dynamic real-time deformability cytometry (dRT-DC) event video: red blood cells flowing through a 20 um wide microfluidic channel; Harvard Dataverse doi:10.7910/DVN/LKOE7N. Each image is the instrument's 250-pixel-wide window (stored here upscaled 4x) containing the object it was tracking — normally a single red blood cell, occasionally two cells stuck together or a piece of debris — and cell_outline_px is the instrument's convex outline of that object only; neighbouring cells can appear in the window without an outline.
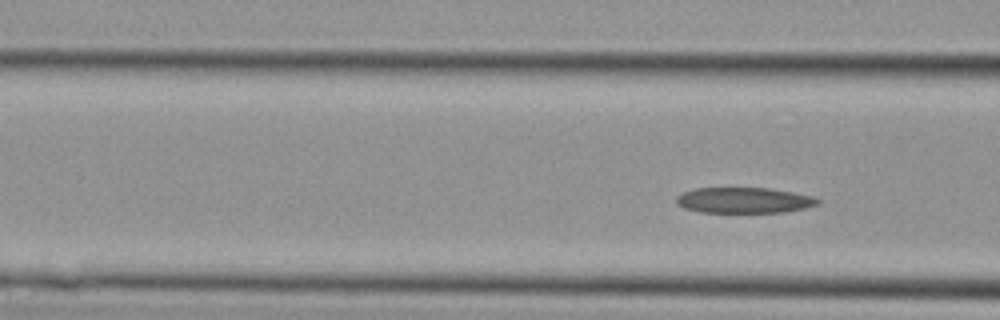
{"species": "Egyptian fruit bat (a non-hibernating species)", "species_latin": "Rousettus aegyptiacus", "temperature_condition": "cold", "stored_images_in_passage": 3, "segment_of_instrument_passage": [2, 2], "camera_frame_rate_fps": 3000, "um_per_image_px": 0.085, "animal": {"sex": "female"}, "frame": {"image": 1, "passage_image": 3, "time_ms": 0.667, "image_size_px": [1000, 320], "cell_outline_px": [[820, 204], [804, 208], [784, 212], [700, 212], [684, 208], [676, 204], [676, 196], [684, 192], [696, 188], [768, 188], [792, 192], [812, 196], [820, 200]], "centroid_in_image_um": [63.23, 17.02], "position_along_channel_um": 103.4, "area_um2": 21.1}}